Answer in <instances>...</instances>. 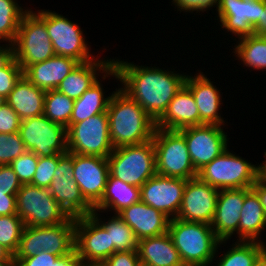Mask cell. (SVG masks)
<instances>
[{
  "instance_id": "cell-6",
  "label": "cell",
  "mask_w": 266,
  "mask_h": 266,
  "mask_svg": "<svg viewBox=\"0 0 266 266\" xmlns=\"http://www.w3.org/2000/svg\"><path fill=\"white\" fill-rule=\"evenodd\" d=\"M75 249V218L53 226H25L14 257H32L50 252L59 257Z\"/></svg>"
},
{
  "instance_id": "cell-55",
  "label": "cell",
  "mask_w": 266,
  "mask_h": 266,
  "mask_svg": "<svg viewBox=\"0 0 266 266\" xmlns=\"http://www.w3.org/2000/svg\"><path fill=\"white\" fill-rule=\"evenodd\" d=\"M6 103V98H4L3 96L0 95V107Z\"/></svg>"
},
{
  "instance_id": "cell-30",
  "label": "cell",
  "mask_w": 266,
  "mask_h": 266,
  "mask_svg": "<svg viewBox=\"0 0 266 266\" xmlns=\"http://www.w3.org/2000/svg\"><path fill=\"white\" fill-rule=\"evenodd\" d=\"M99 80L87 89L80 98L74 100L70 123H78L91 116L107 112L112 94L104 97V89Z\"/></svg>"
},
{
  "instance_id": "cell-35",
  "label": "cell",
  "mask_w": 266,
  "mask_h": 266,
  "mask_svg": "<svg viewBox=\"0 0 266 266\" xmlns=\"http://www.w3.org/2000/svg\"><path fill=\"white\" fill-rule=\"evenodd\" d=\"M74 99L58 92L47 90L44 98V115L52 122L67 128L73 111Z\"/></svg>"
},
{
  "instance_id": "cell-21",
  "label": "cell",
  "mask_w": 266,
  "mask_h": 266,
  "mask_svg": "<svg viewBox=\"0 0 266 266\" xmlns=\"http://www.w3.org/2000/svg\"><path fill=\"white\" fill-rule=\"evenodd\" d=\"M98 58L99 57L85 63H79L77 67L57 86L56 90L75 100L80 98L87 89L98 81L99 74L97 73H103V80L111 75L119 81V73L113 67V60H108V58L106 60L105 58H103L104 60Z\"/></svg>"
},
{
  "instance_id": "cell-25",
  "label": "cell",
  "mask_w": 266,
  "mask_h": 266,
  "mask_svg": "<svg viewBox=\"0 0 266 266\" xmlns=\"http://www.w3.org/2000/svg\"><path fill=\"white\" fill-rule=\"evenodd\" d=\"M189 126H200V115L191 91L183 85L156 122V128L180 130Z\"/></svg>"
},
{
  "instance_id": "cell-9",
  "label": "cell",
  "mask_w": 266,
  "mask_h": 266,
  "mask_svg": "<svg viewBox=\"0 0 266 266\" xmlns=\"http://www.w3.org/2000/svg\"><path fill=\"white\" fill-rule=\"evenodd\" d=\"M16 201L17 215L25 226H53L70 218L53 198L49 188L22 184L16 194Z\"/></svg>"
},
{
  "instance_id": "cell-2",
  "label": "cell",
  "mask_w": 266,
  "mask_h": 266,
  "mask_svg": "<svg viewBox=\"0 0 266 266\" xmlns=\"http://www.w3.org/2000/svg\"><path fill=\"white\" fill-rule=\"evenodd\" d=\"M115 90L107 109L113 147L138 145L152 140L156 122L121 88Z\"/></svg>"
},
{
  "instance_id": "cell-43",
  "label": "cell",
  "mask_w": 266,
  "mask_h": 266,
  "mask_svg": "<svg viewBox=\"0 0 266 266\" xmlns=\"http://www.w3.org/2000/svg\"><path fill=\"white\" fill-rule=\"evenodd\" d=\"M101 266H141L137 251H119L109 256Z\"/></svg>"
},
{
  "instance_id": "cell-49",
  "label": "cell",
  "mask_w": 266,
  "mask_h": 266,
  "mask_svg": "<svg viewBox=\"0 0 266 266\" xmlns=\"http://www.w3.org/2000/svg\"><path fill=\"white\" fill-rule=\"evenodd\" d=\"M252 189L257 193L260 198V202L266 213V182L258 176L255 183L252 186Z\"/></svg>"
},
{
  "instance_id": "cell-16",
  "label": "cell",
  "mask_w": 266,
  "mask_h": 266,
  "mask_svg": "<svg viewBox=\"0 0 266 266\" xmlns=\"http://www.w3.org/2000/svg\"><path fill=\"white\" fill-rule=\"evenodd\" d=\"M187 180L154 175L141 187V201L167 215L176 218L182 204Z\"/></svg>"
},
{
  "instance_id": "cell-38",
  "label": "cell",
  "mask_w": 266,
  "mask_h": 266,
  "mask_svg": "<svg viewBox=\"0 0 266 266\" xmlns=\"http://www.w3.org/2000/svg\"><path fill=\"white\" fill-rule=\"evenodd\" d=\"M63 155L57 154L51 157H38L36 172L30 184L40 188H49L58 165V160Z\"/></svg>"
},
{
  "instance_id": "cell-33",
  "label": "cell",
  "mask_w": 266,
  "mask_h": 266,
  "mask_svg": "<svg viewBox=\"0 0 266 266\" xmlns=\"http://www.w3.org/2000/svg\"><path fill=\"white\" fill-rule=\"evenodd\" d=\"M266 248L262 242L237 241L220 255L216 266H254L258 255Z\"/></svg>"
},
{
  "instance_id": "cell-41",
  "label": "cell",
  "mask_w": 266,
  "mask_h": 266,
  "mask_svg": "<svg viewBox=\"0 0 266 266\" xmlns=\"http://www.w3.org/2000/svg\"><path fill=\"white\" fill-rule=\"evenodd\" d=\"M21 119L14 109L4 103L0 107V133L9 134L19 132Z\"/></svg>"
},
{
  "instance_id": "cell-40",
  "label": "cell",
  "mask_w": 266,
  "mask_h": 266,
  "mask_svg": "<svg viewBox=\"0 0 266 266\" xmlns=\"http://www.w3.org/2000/svg\"><path fill=\"white\" fill-rule=\"evenodd\" d=\"M22 76L23 70L13 58L3 69H0V95L7 98Z\"/></svg>"
},
{
  "instance_id": "cell-18",
  "label": "cell",
  "mask_w": 266,
  "mask_h": 266,
  "mask_svg": "<svg viewBox=\"0 0 266 266\" xmlns=\"http://www.w3.org/2000/svg\"><path fill=\"white\" fill-rule=\"evenodd\" d=\"M219 189L198 177L187 180L177 219L211 225L215 216Z\"/></svg>"
},
{
  "instance_id": "cell-8",
  "label": "cell",
  "mask_w": 266,
  "mask_h": 266,
  "mask_svg": "<svg viewBox=\"0 0 266 266\" xmlns=\"http://www.w3.org/2000/svg\"><path fill=\"white\" fill-rule=\"evenodd\" d=\"M152 140L158 175L186 180L197 177L185 138L178 130L155 128Z\"/></svg>"
},
{
  "instance_id": "cell-50",
  "label": "cell",
  "mask_w": 266,
  "mask_h": 266,
  "mask_svg": "<svg viewBox=\"0 0 266 266\" xmlns=\"http://www.w3.org/2000/svg\"><path fill=\"white\" fill-rule=\"evenodd\" d=\"M263 2L265 9L262 18L258 20V25L253 30L255 35L266 37V0H263Z\"/></svg>"
},
{
  "instance_id": "cell-17",
  "label": "cell",
  "mask_w": 266,
  "mask_h": 266,
  "mask_svg": "<svg viewBox=\"0 0 266 266\" xmlns=\"http://www.w3.org/2000/svg\"><path fill=\"white\" fill-rule=\"evenodd\" d=\"M265 9L263 0H220L218 18L221 28L236 38L254 35V28Z\"/></svg>"
},
{
  "instance_id": "cell-47",
  "label": "cell",
  "mask_w": 266,
  "mask_h": 266,
  "mask_svg": "<svg viewBox=\"0 0 266 266\" xmlns=\"http://www.w3.org/2000/svg\"><path fill=\"white\" fill-rule=\"evenodd\" d=\"M87 264L78 257L76 249L71 253L59 257L54 263L53 266H86Z\"/></svg>"
},
{
  "instance_id": "cell-26",
  "label": "cell",
  "mask_w": 266,
  "mask_h": 266,
  "mask_svg": "<svg viewBox=\"0 0 266 266\" xmlns=\"http://www.w3.org/2000/svg\"><path fill=\"white\" fill-rule=\"evenodd\" d=\"M137 252L141 266H185L169 232L138 240Z\"/></svg>"
},
{
  "instance_id": "cell-53",
  "label": "cell",
  "mask_w": 266,
  "mask_h": 266,
  "mask_svg": "<svg viewBox=\"0 0 266 266\" xmlns=\"http://www.w3.org/2000/svg\"><path fill=\"white\" fill-rule=\"evenodd\" d=\"M266 156V152H264ZM259 176L266 182V161L259 164Z\"/></svg>"
},
{
  "instance_id": "cell-51",
  "label": "cell",
  "mask_w": 266,
  "mask_h": 266,
  "mask_svg": "<svg viewBox=\"0 0 266 266\" xmlns=\"http://www.w3.org/2000/svg\"><path fill=\"white\" fill-rule=\"evenodd\" d=\"M0 261H14V255L0 244Z\"/></svg>"
},
{
  "instance_id": "cell-37",
  "label": "cell",
  "mask_w": 266,
  "mask_h": 266,
  "mask_svg": "<svg viewBox=\"0 0 266 266\" xmlns=\"http://www.w3.org/2000/svg\"><path fill=\"white\" fill-rule=\"evenodd\" d=\"M26 151L19 132L0 133V165H9Z\"/></svg>"
},
{
  "instance_id": "cell-28",
  "label": "cell",
  "mask_w": 266,
  "mask_h": 266,
  "mask_svg": "<svg viewBox=\"0 0 266 266\" xmlns=\"http://www.w3.org/2000/svg\"><path fill=\"white\" fill-rule=\"evenodd\" d=\"M139 201H141L140 187L125 183L109 173L103 196L93 208L99 213L109 210L118 214Z\"/></svg>"
},
{
  "instance_id": "cell-52",
  "label": "cell",
  "mask_w": 266,
  "mask_h": 266,
  "mask_svg": "<svg viewBox=\"0 0 266 266\" xmlns=\"http://www.w3.org/2000/svg\"><path fill=\"white\" fill-rule=\"evenodd\" d=\"M254 266H266V248L258 255Z\"/></svg>"
},
{
  "instance_id": "cell-14",
  "label": "cell",
  "mask_w": 266,
  "mask_h": 266,
  "mask_svg": "<svg viewBox=\"0 0 266 266\" xmlns=\"http://www.w3.org/2000/svg\"><path fill=\"white\" fill-rule=\"evenodd\" d=\"M225 126L200 125L178 130L185 138L191 162L198 172L228 148Z\"/></svg>"
},
{
  "instance_id": "cell-39",
  "label": "cell",
  "mask_w": 266,
  "mask_h": 266,
  "mask_svg": "<svg viewBox=\"0 0 266 266\" xmlns=\"http://www.w3.org/2000/svg\"><path fill=\"white\" fill-rule=\"evenodd\" d=\"M38 156L31 151H26L21 156L12 161L9 166L18 176L21 184H30L36 172Z\"/></svg>"
},
{
  "instance_id": "cell-24",
  "label": "cell",
  "mask_w": 266,
  "mask_h": 266,
  "mask_svg": "<svg viewBox=\"0 0 266 266\" xmlns=\"http://www.w3.org/2000/svg\"><path fill=\"white\" fill-rule=\"evenodd\" d=\"M78 64L73 58L54 55L48 60L29 65L23 76L38 88L54 90Z\"/></svg>"
},
{
  "instance_id": "cell-15",
  "label": "cell",
  "mask_w": 266,
  "mask_h": 266,
  "mask_svg": "<svg viewBox=\"0 0 266 266\" xmlns=\"http://www.w3.org/2000/svg\"><path fill=\"white\" fill-rule=\"evenodd\" d=\"M75 249L86 264L101 265L114 253L110 233L92 215L75 218Z\"/></svg>"
},
{
  "instance_id": "cell-23",
  "label": "cell",
  "mask_w": 266,
  "mask_h": 266,
  "mask_svg": "<svg viewBox=\"0 0 266 266\" xmlns=\"http://www.w3.org/2000/svg\"><path fill=\"white\" fill-rule=\"evenodd\" d=\"M117 215L131 227L138 240L168 232L171 220L167 215L142 201L123 209Z\"/></svg>"
},
{
  "instance_id": "cell-29",
  "label": "cell",
  "mask_w": 266,
  "mask_h": 266,
  "mask_svg": "<svg viewBox=\"0 0 266 266\" xmlns=\"http://www.w3.org/2000/svg\"><path fill=\"white\" fill-rule=\"evenodd\" d=\"M266 229V213L257 193L251 189L244 198L240 212L239 241L262 242L261 232ZM260 239V240H259Z\"/></svg>"
},
{
  "instance_id": "cell-5",
  "label": "cell",
  "mask_w": 266,
  "mask_h": 266,
  "mask_svg": "<svg viewBox=\"0 0 266 266\" xmlns=\"http://www.w3.org/2000/svg\"><path fill=\"white\" fill-rule=\"evenodd\" d=\"M107 159L109 173L114 178L137 187L157 174L153 140L114 148Z\"/></svg>"
},
{
  "instance_id": "cell-13",
  "label": "cell",
  "mask_w": 266,
  "mask_h": 266,
  "mask_svg": "<svg viewBox=\"0 0 266 266\" xmlns=\"http://www.w3.org/2000/svg\"><path fill=\"white\" fill-rule=\"evenodd\" d=\"M73 170V153L67 152L58 160L49 191L70 217L91 215L94 208L84 199L74 181Z\"/></svg>"
},
{
  "instance_id": "cell-45",
  "label": "cell",
  "mask_w": 266,
  "mask_h": 266,
  "mask_svg": "<svg viewBox=\"0 0 266 266\" xmlns=\"http://www.w3.org/2000/svg\"><path fill=\"white\" fill-rule=\"evenodd\" d=\"M58 258L50 252H41L32 257H14V266H53Z\"/></svg>"
},
{
  "instance_id": "cell-19",
  "label": "cell",
  "mask_w": 266,
  "mask_h": 266,
  "mask_svg": "<svg viewBox=\"0 0 266 266\" xmlns=\"http://www.w3.org/2000/svg\"><path fill=\"white\" fill-rule=\"evenodd\" d=\"M74 181L84 199L94 207L102 198L109 175V162L101 156L73 153Z\"/></svg>"
},
{
  "instance_id": "cell-54",
  "label": "cell",
  "mask_w": 266,
  "mask_h": 266,
  "mask_svg": "<svg viewBox=\"0 0 266 266\" xmlns=\"http://www.w3.org/2000/svg\"><path fill=\"white\" fill-rule=\"evenodd\" d=\"M0 266H14V261H0Z\"/></svg>"
},
{
  "instance_id": "cell-31",
  "label": "cell",
  "mask_w": 266,
  "mask_h": 266,
  "mask_svg": "<svg viewBox=\"0 0 266 266\" xmlns=\"http://www.w3.org/2000/svg\"><path fill=\"white\" fill-rule=\"evenodd\" d=\"M110 233L111 244L114 245V253L119 251H137L138 239L134 231L117 214L102 221L103 218L98 210H93L91 214Z\"/></svg>"
},
{
  "instance_id": "cell-10",
  "label": "cell",
  "mask_w": 266,
  "mask_h": 266,
  "mask_svg": "<svg viewBox=\"0 0 266 266\" xmlns=\"http://www.w3.org/2000/svg\"><path fill=\"white\" fill-rule=\"evenodd\" d=\"M70 153L107 158L114 150L109 135L107 112L99 113L66 128Z\"/></svg>"
},
{
  "instance_id": "cell-4",
  "label": "cell",
  "mask_w": 266,
  "mask_h": 266,
  "mask_svg": "<svg viewBox=\"0 0 266 266\" xmlns=\"http://www.w3.org/2000/svg\"><path fill=\"white\" fill-rule=\"evenodd\" d=\"M37 11L29 9L24 14L13 43L14 58L23 71L55 55L46 28V10Z\"/></svg>"
},
{
  "instance_id": "cell-3",
  "label": "cell",
  "mask_w": 266,
  "mask_h": 266,
  "mask_svg": "<svg viewBox=\"0 0 266 266\" xmlns=\"http://www.w3.org/2000/svg\"><path fill=\"white\" fill-rule=\"evenodd\" d=\"M168 232L185 266H210L216 260L220 241L211 225L201 222H187L177 218L170 220Z\"/></svg>"
},
{
  "instance_id": "cell-44",
  "label": "cell",
  "mask_w": 266,
  "mask_h": 266,
  "mask_svg": "<svg viewBox=\"0 0 266 266\" xmlns=\"http://www.w3.org/2000/svg\"><path fill=\"white\" fill-rule=\"evenodd\" d=\"M220 0H172L175 7L177 6V9L180 11V13L183 11L185 12H193L197 11L196 13L204 12L206 10H209L211 7H215L218 11Z\"/></svg>"
},
{
  "instance_id": "cell-42",
  "label": "cell",
  "mask_w": 266,
  "mask_h": 266,
  "mask_svg": "<svg viewBox=\"0 0 266 266\" xmlns=\"http://www.w3.org/2000/svg\"><path fill=\"white\" fill-rule=\"evenodd\" d=\"M21 186L12 168L9 165H0V191H6V195H16Z\"/></svg>"
},
{
  "instance_id": "cell-36",
  "label": "cell",
  "mask_w": 266,
  "mask_h": 266,
  "mask_svg": "<svg viewBox=\"0 0 266 266\" xmlns=\"http://www.w3.org/2000/svg\"><path fill=\"white\" fill-rule=\"evenodd\" d=\"M25 225L17 215L0 216V244L13 255L17 252Z\"/></svg>"
},
{
  "instance_id": "cell-56",
  "label": "cell",
  "mask_w": 266,
  "mask_h": 266,
  "mask_svg": "<svg viewBox=\"0 0 266 266\" xmlns=\"http://www.w3.org/2000/svg\"><path fill=\"white\" fill-rule=\"evenodd\" d=\"M86 266H101L99 264H87Z\"/></svg>"
},
{
  "instance_id": "cell-20",
  "label": "cell",
  "mask_w": 266,
  "mask_h": 266,
  "mask_svg": "<svg viewBox=\"0 0 266 266\" xmlns=\"http://www.w3.org/2000/svg\"><path fill=\"white\" fill-rule=\"evenodd\" d=\"M252 188H237L219 190L215 216L211 227L220 240H230L235 232L239 241L240 212L243 207L245 195Z\"/></svg>"
},
{
  "instance_id": "cell-11",
  "label": "cell",
  "mask_w": 266,
  "mask_h": 266,
  "mask_svg": "<svg viewBox=\"0 0 266 266\" xmlns=\"http://www.w3.org/2000/svg\"><path fill=\"white\" fill-rule=\"evenodd\" d=\"M19 134L26 150L38 157L68 152L66 128L50 121L44 114L21 120Z\"/></svg>"
},
{
  "instance_id": "cell-12",
  "label": "cell",
  "mask_w": 266,
  "mask_h": 266,
  "mask_svg": "<svg viewBox=\"0 0 266 266\" xmlns=\"http://www.w3.org/2000/svg\"><path fill=\"white\" fill-rule=\"evenodd\" d=\"M46 28L55 55L70 57L79 63L95 59L77 23L55 11L46 10Z\"/></svg>"
},
{
  "instance_id": "cell-27",
  "label": "cell",
  "mask_w": 266,
  "mask_h": 266,
  "mask_svg": "<svg viewBox=\"0 0 266 266\" xmlns=\"http://www.w3.org/2000/svg\"><path fill=\"white\" fill-rule=\"evenodd\" d=\"M46 91L33 85L22 76L6 98L21 120L37 117L44 113V98Z\"/></svg>"
},
{
  "instance_id": "cell-48",
  "label": "cell",
  "mask_w": 266,
  "mask_h": 266,
  "mask_svg": "<svg viewBox=\"0 0 266 266\" xmlns=\"http://www.w3.org/2000/svg\"><path fill=\"white\" fill-rule=\"evenodd\" d=\"M14 58V46L11 43L0 46V69H3Z\"/></svg>"
},
{
  "instance_id": "cell-46",
  "label": "cell",
  "mask_w": 266,
  "mask_h": 266,
  "mask_svg": "<svg viewBox=\"0 0 266 266\" xmlns=\"http://www.w3.org/2000/svg\"><path fill=\"white\" fill-rule=\"evenodd\" d=\"M17 214L16 195H6V191H0V216Z\"/></svg>"
},
{
  "instance_id": "cell-22",
  "label": "cell",
  "mask_w": 266,
  "mask_h": 266,
  "mask_svg": "<svg viewBox=\"0 0 266 266\" xmlns=\"http://www.w3.org/2000/svg\"><path fill=\"white\" fill-rule=\"evenodd\" d=\"M196 75V76H195ZM192 93L200 115V125H225V120L219 113L222 106L221 94L213 81L203 72L186 76L184 84Z\"/></svg>"
},
{
  "instance_id": "cell-32",
  "label": "cell",
  "mask_w": 266,
  "mask_h": 266,
  "mask_svg": "<svg viewBox=\"0 0 266 266\" xmlns=\"http://www.w3.org/2000/svg\"><path fill=\"white\" fill-rule=\"evenodd\" d=\"M233 49L243 65L254 70L266 69V37L250 35L239 38Z\"/></svg>"
},
{
  "instance_id": "cell-7",
  "label": "cell",
  "mask_w": 266,
  "mask_h": 266,
  "mask_svg": "<svg viewBox=\"0 0 266 266\" xmlns=\"http://www.w3.org/2000/svg\"><path fill=\"white\" fill-rule=\"evenodd\" d=\"M259 176V165L231 153L229 148L198 171L197 177L219 190L252 188Z\"/></svg>"
},
{
  "instance_id": "cell-1",
  "label": "cell",
  "mask_w": 266,
  "mask_h": 266,
  "mask_svg": "<svg viewBox=\"0 0 266 266\" xmlns=\"http://www.w3.org/2000/svg\"><path fill=\"white\" fill-rule=\"evenodd\" d=\"M119 73L121 89L134 99L157 122L170 101L185 84L187 74L162 68L139 66L134 62L112 59Z\"/></svg>"
},
{
  "instance_id": "cell-34",
  "label": "cell",
  "mask_w": 266,
  "mask_h": 266,
  "mask_svg": "<svg viewBox=\"0 0 266 266\" xmlns=\"http://www.w3.org/2000/svg\"><path fill=\"white\" fill-rule=\"evenodd\" d=\"M16 1L0 0V43H14L22 17L28 11Z\"/></svg>"
}]
</instances>
